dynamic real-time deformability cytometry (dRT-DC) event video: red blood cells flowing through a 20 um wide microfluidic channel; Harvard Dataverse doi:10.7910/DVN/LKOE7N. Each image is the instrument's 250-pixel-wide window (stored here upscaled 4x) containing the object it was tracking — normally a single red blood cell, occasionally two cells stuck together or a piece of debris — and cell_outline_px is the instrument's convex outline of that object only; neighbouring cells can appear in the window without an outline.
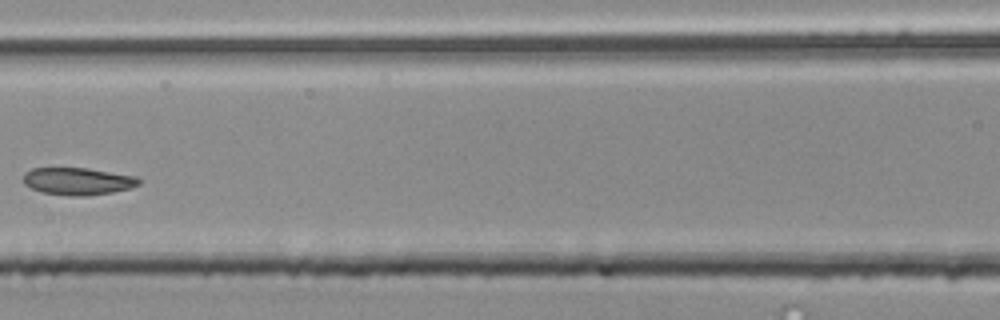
{"species": "common noctule bat (a hibernating species)", "species_latin": "Nyctalus noctula", "temperature_condition": "room temperature", "stored_images_in_passage": 4, "camera_frame_rate_fps": 3000, "um_per_image_px": 0.085, "animal": {"sex": "male", "body_mass_g": 20.4}, "frame": {"image": 1, "passage_image": 4, "time_ms": 1.0, "image_size_px": [1000, 320], "cell_outline_px": [[140, 184], [132, 188], [112, 192], [88, 196], [72, 196], [44, 192], [32, 188], [24, 184], [24, 172], [32, 168], [88, 168], [136, 176], [140, 180]], "centroid_in_image_um": [6.64, 15.4], "position_along_channel_um": 160.0, "area_um2": 18.38}}